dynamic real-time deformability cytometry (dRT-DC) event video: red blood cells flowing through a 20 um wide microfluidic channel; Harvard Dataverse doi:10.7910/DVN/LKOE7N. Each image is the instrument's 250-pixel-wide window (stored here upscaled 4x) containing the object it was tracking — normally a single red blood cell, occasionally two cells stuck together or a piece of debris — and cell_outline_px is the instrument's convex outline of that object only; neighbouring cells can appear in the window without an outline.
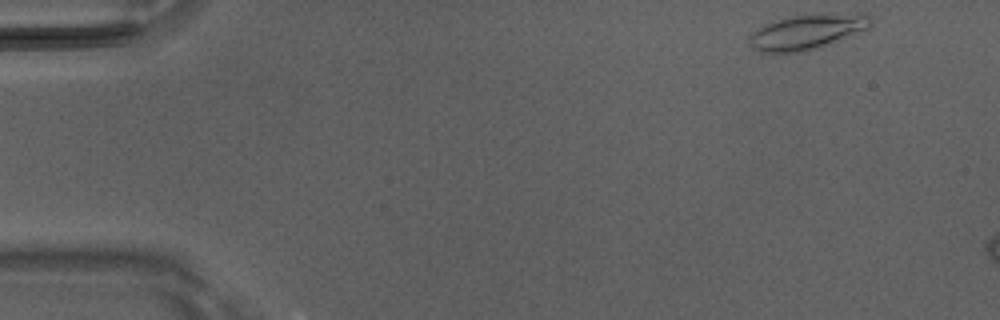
{"species": "Egyptian fruit bat (a non-hibernating species)", "species_latin": "Rousettus aegyptiacus", "temperature_condition": "room temperature", "stored_images_in_passage": 3, "camera_frame_rate_fps": 3000, "um_per_image_px": 0.085, "animal": {"sex": "male"}, "frame": {"image": 1, "passage_image": 1, "time_ms": 0.0, "image_size_px": [1000, 320], "cell_outline_px": [[872, 28], [800, 52], [760, 52], [752, 48], [748, 40], [752, 32], [756, 28], [764, 24], [776, 20], [792, 16], [864, 12], [868, 12], [872, 16]], "centroid_in_image_um": [68.64, 2.67], "position_along_channel_um": 16.4, "area_um2": 24.57}}